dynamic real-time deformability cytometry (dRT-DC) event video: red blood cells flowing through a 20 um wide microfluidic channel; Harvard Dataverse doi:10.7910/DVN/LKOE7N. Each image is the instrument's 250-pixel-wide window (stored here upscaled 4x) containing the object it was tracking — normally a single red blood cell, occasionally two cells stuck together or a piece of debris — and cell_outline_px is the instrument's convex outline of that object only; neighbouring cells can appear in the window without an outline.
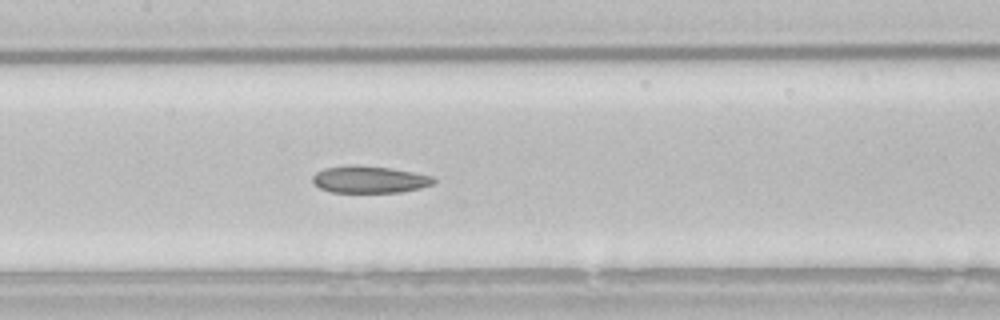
{"species": "common noctule bat (a hibernating species)", "species_latin": "Nyctalus noctula", "temperature_condition": "room temperature", "stored_images_in_passage": 51, "camera_frame_rate_fps": 3000, "um_per_image_px": 0.085, "animal": {"sex": "male", "body_mass_g": 21.5, "forearm_length_mm": 52.0}, "frame": {"image": 1, "passage_image": 24, "time_ms": 7.667, "image_size_px": [1000, 320], "cell_outline_px": [[436, 184], [420, 188], [400, 192], [332, 192], [320, 188], [312, 184], [312, 176], [316, 172], [324, 168], [356, 164], [388, 168], [412, 172], [432, 176], [436, 180]], "centroid_in_image_um": [31.39, 15.25], "position_along_channel_um": 176.0, "area_um2": 19.13}}
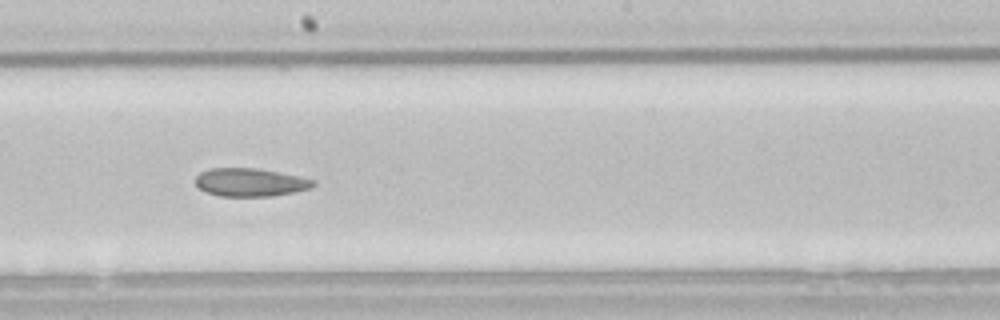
{"frame": {"image": 2, "passage_image": 28, "time_ms": 9.0, "image_size_px": [1000, 320], "cell_outline_px": [[316, 184], [308, 188], [296, 192], [272, 196], [220, 196], [204, 192], [196, 184], [196, 176], [200, 172], [212, 168], [256, 168], [300, 176], [316, 180]], "centroid_in_image_um": [21.28, 15.5], "position_along_channel_um": 226.9, "area_um2": 19.36}}
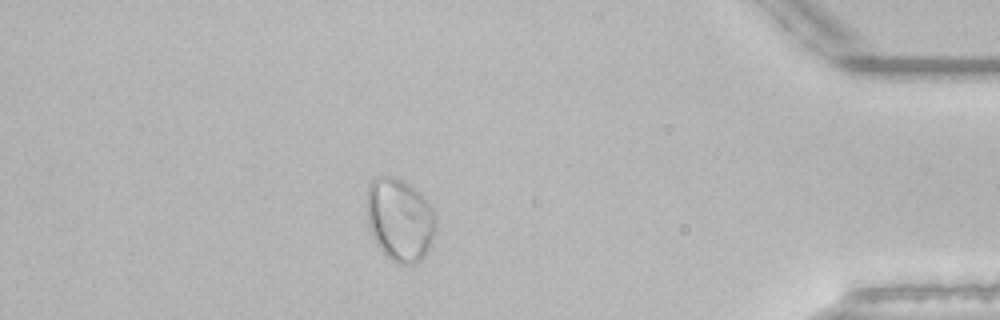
{"frame": {"image": 3, "passage_image": 45, "time_ms": 14.667, "image_size_px": [1000, 320], "cell_outline_px": [[436, 228], [428, 248], [424, 256], [420, 260], [412, 264], [396, 264], [376, 244], [372, 236], [368, 224], [364, 204], [368, 184], [372, 180], [380, 176], [396, 176], [412, 184], [424, 196], [432, 208], [436, 216]], "centroid_in_image_um": [33.95, 18.62], "position_along_channel_um": 401.2, "area_um2": 34.04}, "authors_computed_cell_mechanics": {"area_um2": 23.5246, "velocity_mm_per_s": 3.8369, "shape_relaxation_time_tau1_ms": null, "shape_relaxation_time_tau2_ms": 3.5584, "deformation_change_tau1": null, "deformation_change_tau2": 0.064}}